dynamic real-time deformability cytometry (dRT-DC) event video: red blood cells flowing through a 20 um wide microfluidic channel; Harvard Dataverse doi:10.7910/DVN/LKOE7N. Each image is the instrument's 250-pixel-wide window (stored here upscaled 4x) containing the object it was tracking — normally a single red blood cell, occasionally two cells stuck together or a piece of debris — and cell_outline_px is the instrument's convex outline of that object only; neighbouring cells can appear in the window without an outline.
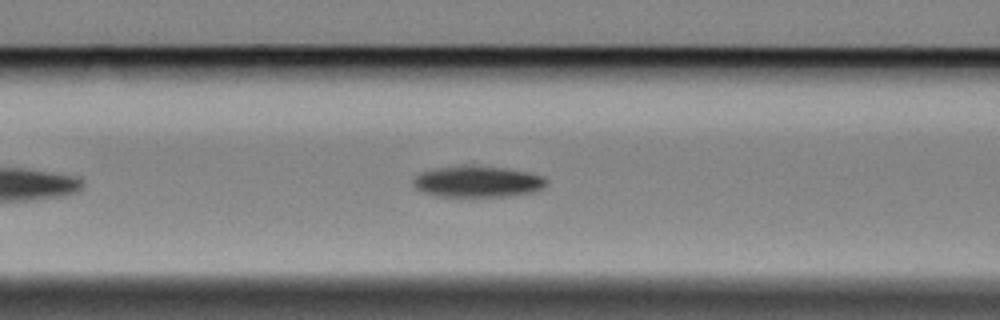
{"species": "Egyptian fruit bat (a non-hibernating species)", "species_latin": "Rousettus aegyptiacus", "temperature_condition": "cold", "stored_images_in_passage": 16, "camera_frame_rate_fps": 3000, "um_per_image_px": 0.085, "animal": {"sex": "female"}, "frame": {"image": 1, "passage_image": 12, "time_ms": 3.667, "image_size_px": [1000, 320], "cell_outline_px": [[548, 180], [544, 188], [536, 192], [508, 196], [436, 196], [420, 192], [412, 184], [412, 180], [420, 172], [440, 168], [504, 168], [528, 172], [544, 176]], "centroid_in_image_um": [40.63, 15.48], "position_along_channel_um": 126.0, "area_um2": 23.64}}